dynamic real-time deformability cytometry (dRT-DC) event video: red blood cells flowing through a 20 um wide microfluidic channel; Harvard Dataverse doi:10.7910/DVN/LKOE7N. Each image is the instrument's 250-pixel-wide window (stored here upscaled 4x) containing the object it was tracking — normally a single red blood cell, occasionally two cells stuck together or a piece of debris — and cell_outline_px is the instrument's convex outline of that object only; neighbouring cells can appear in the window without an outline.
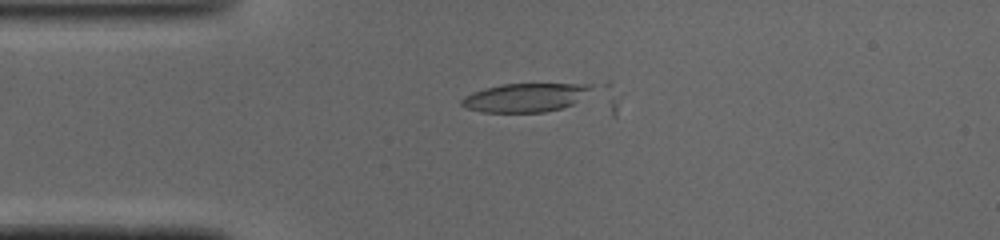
{"species": "common noctule bat (a hibernating species)", "species_latin": "Nyctalus noctula", "temperature_condition": "cold", "stored_images_in_passage": 8, "camera_frame_rate_fps": 3000, "um_per_image_px": 0.085, "animal": {"sex": "male", "body_mass_g": 19.0, "forearm_length_mm": 50.8}, "frame": {"image": 1, "passage_image": 4, "time_ms": 1.0, "image_size_px": [1000, 240], "cell_outline_px": [[592, 84], [572, 104], [560, 108], [544, 112], [480, 112], [464, 108], [460, 104], [460, 100], [464, 96], [472, 92], [484, 88], [504, 84]], "centroid_in_image_um": [44.47, 8.3], "position_along_channel_um": 40.5, "area_um2": 21.15}}